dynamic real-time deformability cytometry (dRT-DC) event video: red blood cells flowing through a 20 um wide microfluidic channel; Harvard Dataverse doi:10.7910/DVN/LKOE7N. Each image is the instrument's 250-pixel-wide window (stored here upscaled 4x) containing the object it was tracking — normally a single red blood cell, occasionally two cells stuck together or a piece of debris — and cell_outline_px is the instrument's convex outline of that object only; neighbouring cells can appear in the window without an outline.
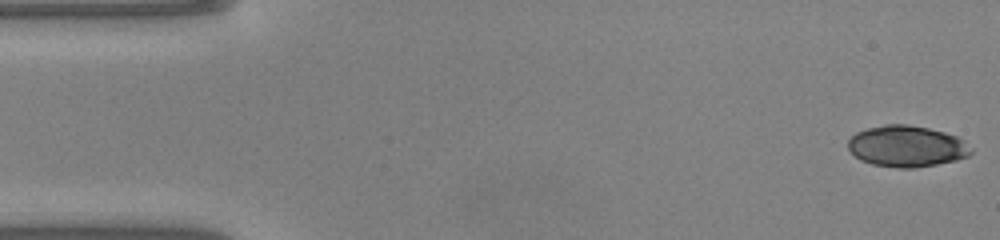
{"species": "common noctule bat (a hibernating species)", "species_latin": "Nyctalus noctula", "temperature_condition": "warm", "stored_images_in_passage": 48, "camera_frame_rate_fps": 3000, "um_per_image_px": 0.085, "animal": {"sex": "male", "body_mass_g": 20.0, "forearm_length_mm": 53.3}, "frame": {"image": 1, "passage_image": 1, "time_ms": 0.0, "image_size_px": [1000, 240], "cell_outline_px": [[972, 152], [968, 156], [956, 160], [916, 168], [896, 168], [872, 164], [860, 160], [848, 148], [848, 140], [856, 132], [868, 128], [884, 124], [908, 124], [928, 128], [944, 132], [956, 136], [972, 148]], "centroid_in_image_um": [77.06, 12.43], "position_along_channel_um": 7.9, "area_um2": 29.54}}